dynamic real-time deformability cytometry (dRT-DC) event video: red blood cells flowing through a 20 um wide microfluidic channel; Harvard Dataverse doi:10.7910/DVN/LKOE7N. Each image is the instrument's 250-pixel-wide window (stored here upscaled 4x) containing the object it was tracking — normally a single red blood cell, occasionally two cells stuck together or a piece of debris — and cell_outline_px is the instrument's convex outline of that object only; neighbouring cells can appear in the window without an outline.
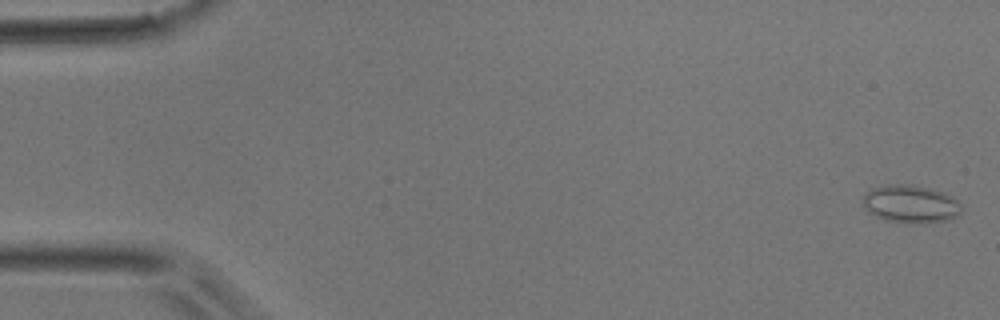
{"species": "common noctule bat (a hibernating species)", "species_latin": "Nyctalus noctula", "temperature_condition": "room temperature", "stored_images_in_passage": 49, "camera_frame_rate_fps": 3000, "um_per_image_px": 0.085, "animal": {"sex": "male", "body_mass_g": 17.9}, "frame": {"image": 1, "passage_image": 1, "time_ms": 0.0, "image_size_px": [1000, 320], "cell_outline_px": [[960, 216], [948, 220], [916, 224], [904, 224], [884, 220], [868, 212], [864, 208], [864, 192], [872, 188], [888, 184], [912, 184], [944, 192], [952, 196], [960, 204]], "centroid_in_image_um": [77.39, 17.35], "position_along_channel_um": 7.6, "area_um2": 22.14}}
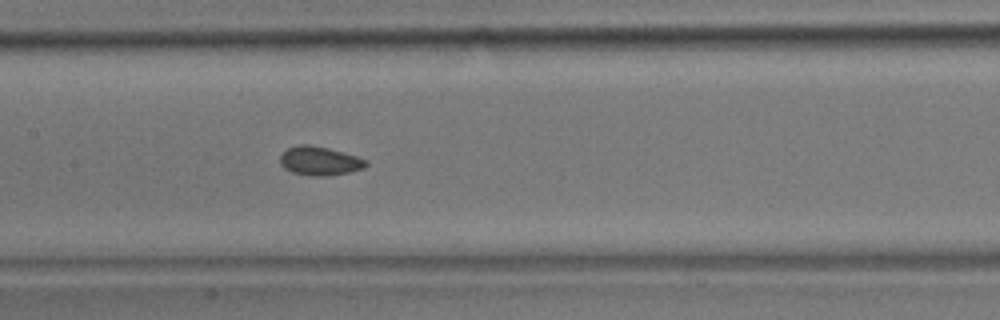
{"frame": {"image": 2, "passage_image": 23, "time_ms": 7.333, "image_size_px": [1000, 320], "cell_outline_px": [[368, 164], [364, 168], [348, 172], [324, 176], [312, 176], [292, 172], [284, 168], [280, 164], [280, 156], [288, 148], [300, 144], [312, 144], [344, 152], [368, 160]], "centroid_in_image_um": [27.18, 13.67], "position_along_channel_um": 180.2, "area_um2": 14.45}}
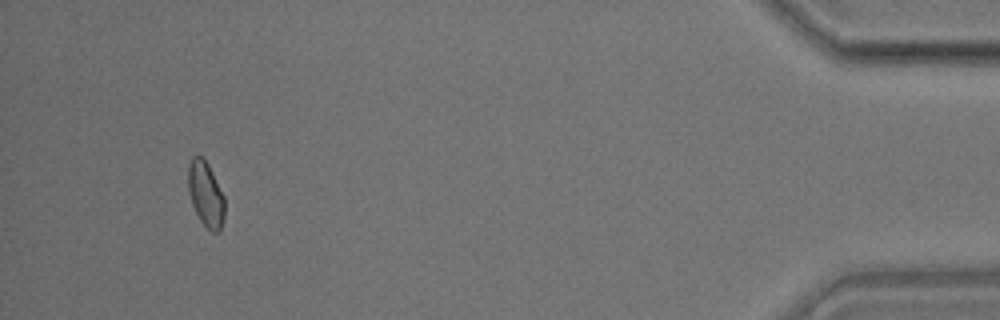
{"frame": {"image": 3, "passage_image": 45, "time_ms": 14.667, "image_size_px": [1000, 320], "cell_outline_px": [[224, 216], [220, 228], [216, 232], [212, 232], [200, 220], [192, 204], [188, 192], [188, 164], [192, 156], [200, 156], [208, 164], [224, 196]], "centroid_in_image_um": [17.47, 16.48], "position_along_channel_um": 417.7, "area_um2": 13.64}}